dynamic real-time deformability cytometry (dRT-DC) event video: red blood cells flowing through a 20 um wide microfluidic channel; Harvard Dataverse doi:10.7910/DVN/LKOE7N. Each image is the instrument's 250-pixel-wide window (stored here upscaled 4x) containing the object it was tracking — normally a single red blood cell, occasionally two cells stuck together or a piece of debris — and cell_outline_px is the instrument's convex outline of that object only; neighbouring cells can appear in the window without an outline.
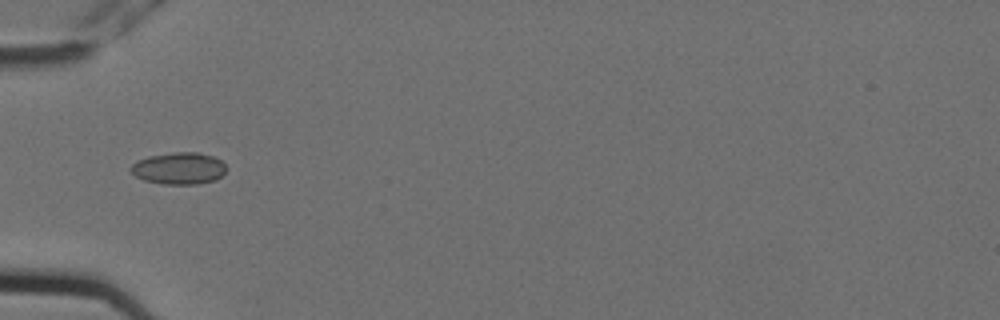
{"species": "Egyptian fruit bat (a non-hibernating species)", "species_latin": "Rousettus aegyptiacus", "temperature_condition": "cold", "stored_images_in_passage": 7, "camera_frame_rate_fps": 3000, "um_per_image_px": 0.085, "animal": {"sex": "female"}, "frame": {"image": 1, "passage_image": 6, "time_ms": 1.667, "image_size_px": [1000, 320], "cell_outline_px": [[224, 172], [216, 180], [196, 184], [164, 184], [144, 180], [136, 176], [128, 168], [136, 160], [148, 156], [172, 152], [200, 152], [212, 156], [220, 160], [224, 164]], "centroid_in_image_um": [15.17, 14.3], "position_along_channel_um": 69.8, "area_um2": 17.74}}
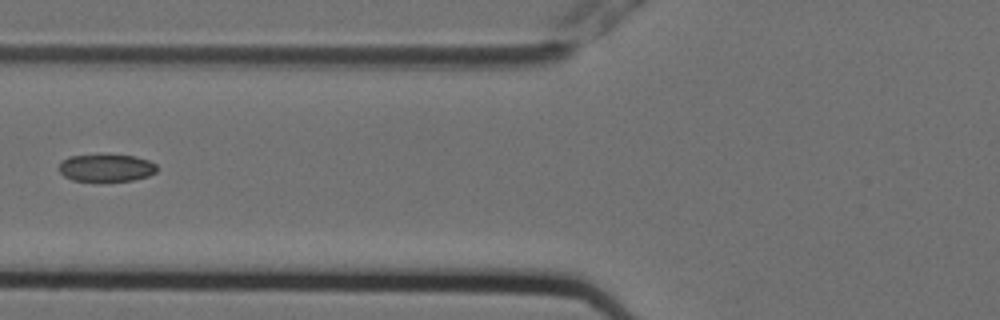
{"frame": {"image": 2, "passage_image": 7, "time_ms": 2.0, "image_size_px": [1000, 320], "cell_outline_px": [[156, 172], [148, 176], [132, 180], [96, 184], [72, 180], [64, 176], [60, 172], [60, 164], [68, 156], [132, 156], [148, 160], [156, 164]], "centroid_in_image_um": [9.02, 14.34], "position_along_channel_um": 116.8, "area_um2": 15.84}}